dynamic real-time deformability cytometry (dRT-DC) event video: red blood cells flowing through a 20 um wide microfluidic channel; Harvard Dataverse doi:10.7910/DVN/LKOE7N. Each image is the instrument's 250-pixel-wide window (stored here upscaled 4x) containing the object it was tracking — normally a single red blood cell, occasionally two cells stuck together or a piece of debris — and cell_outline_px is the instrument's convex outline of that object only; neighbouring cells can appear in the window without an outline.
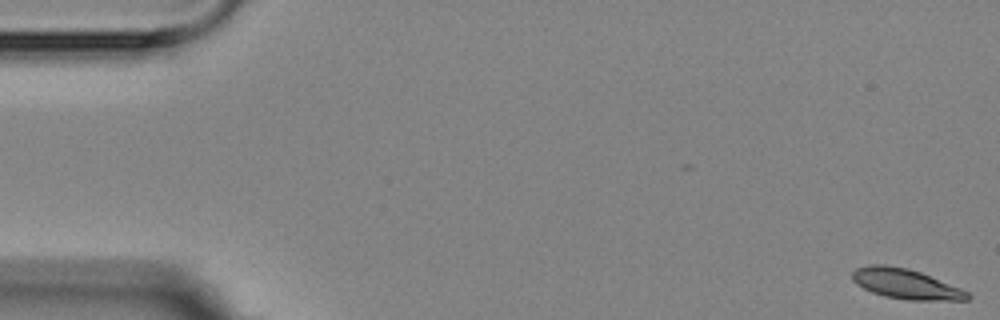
{"species": "Egyptian fruit bat (a non-hibernating species)", "species_latin": "Rousettus aegyptiacus", "temperature_condition": "room temperature", "stored_images_in_passage": 6, "camera_frame_rate_fps": 3000, "um_per_image_px": 0.085, "animal": {"sex": "female"}, "frame": {"image": 1, "passage_image": 1, "time_ms": 0.0, "image_size_px": [1000, 320], "cell_outline_px": [[972, 296], [968, 300], [908, 300], [884, 296], [872, 292], [856, 284], [852, 280], [852, 272], [856, 268], [868, 264], [884, 264], [908, 268], [920, 272], [960, 288], [968, 292]], "centroid_in_image_um": [76.96, 24.12], "position_along_channel_um": 8.0, "area_um2": 20.17}}
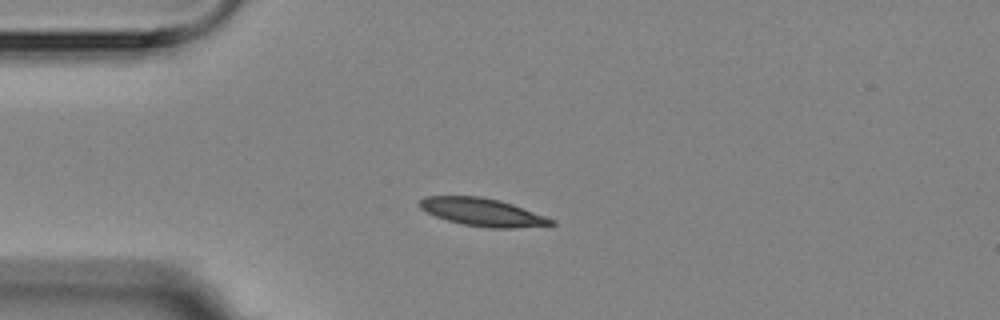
{"frame": {"image": 2, "passage_image": 4, "time_ms": 4.333, "image_size_px": [1000, 320], "cell_outline_px": [[556, 224], [512, 228], [488, 228], [464, 224], [448, 220], [436, 216], [420, 208], [416, 204], [424, 196], [480, 196], [500, 200], [512, 204], [556, 220]], "centroid_in_image_um": [40.99, 18.02], "position_along_channel_um": 44.0, "area_um2": 21.21}}
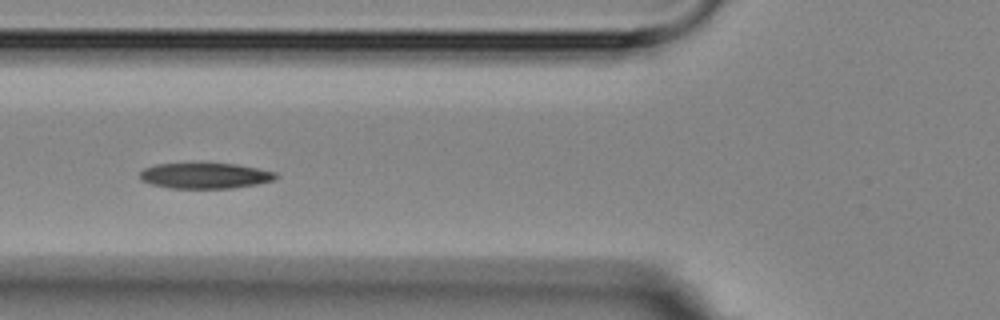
{"frame": {"image": 3, "passage_image": 6, "time_ms": 6.667, "image_size_px": [1000, 320], "cell_outline_px": [[280, 176], [276, 180], [256, 184], [232, 188], [168, 188], [152, 184], [140, 180], [140, 172], [144, 168], [156, 164], [200, 160], [236, 164], [276, 172]], "centroid_in_image_um": [17.42, 14.88], "position_along_channel_um": 108.4, "area_um2": 21.39}}